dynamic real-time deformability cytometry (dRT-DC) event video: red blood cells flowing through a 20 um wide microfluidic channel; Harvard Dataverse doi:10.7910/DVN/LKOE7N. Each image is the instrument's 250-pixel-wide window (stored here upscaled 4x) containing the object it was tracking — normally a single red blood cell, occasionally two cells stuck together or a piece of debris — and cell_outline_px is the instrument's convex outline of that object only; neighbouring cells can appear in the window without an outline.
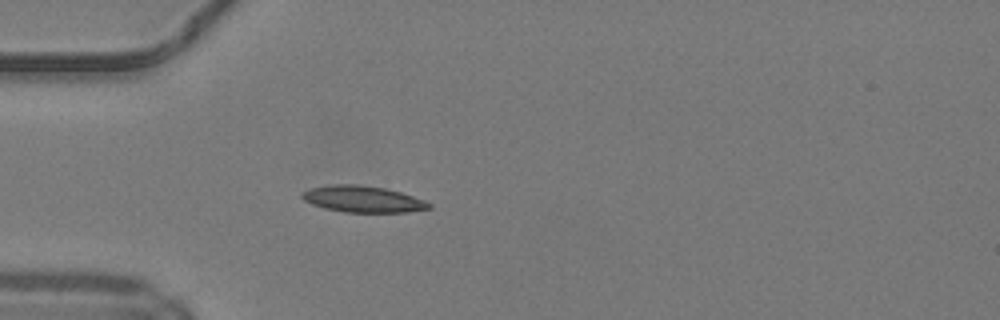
{"species": "common noctule bat (a hibernating species)", "species_latin": "Nyctalus noctula", "temperature_condition": "warm", "stored_images_in_passage": 35, "camera_frame_rate_fps": 3000, "um_per_image_px": 0.085, "animal": {"sex": "male", "body_mass_g": 19.2, "forearm_length_mm": 51.8}, "frame": {"image": 1, "passage_image": 1, "time_ms": 0.0, "image_size_px": [1000, 320], "cell_outline_px": [[432, 208], [404, 212], [344, 212], [324, 208], [312, 204], [304, 200], [300, 196], [300, 192], [308, 188], [332, 184], [356, 184], [384, 188], [400, 192], [424, 200], [432, 204]], "centroid_in_image_um": [30.79, 16.92], "position_along_channel_um": 54.2, "area_um2": 19.59}}
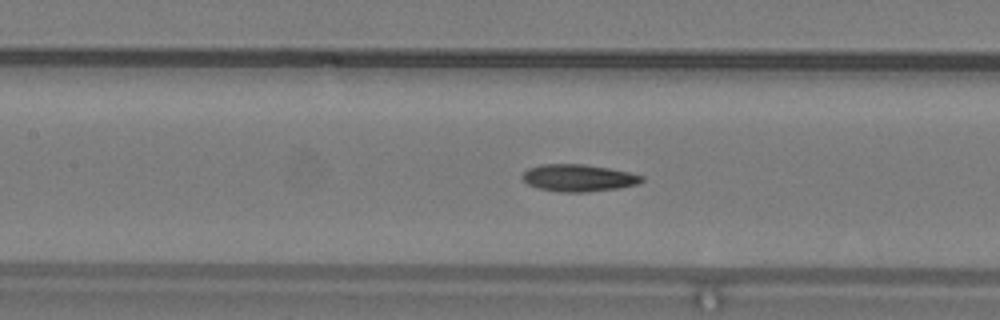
{"frame": {"image": 2, "passage_image": 9, "time_ms": 2.667, "image_size_px": [1000, 320], "cell_outline_px": [[644, 180], [636, 184], [620, 188], [588, 192], [560, 192], [540, 188], [528, 184], [524, 180], [524, 172], [528, 168], [540, 164], [584, 164], [608, 168], [628, 172], [644, 176]], "centroid_in_image_um": [49.19, 15.12], "position_along_channel_um": 158.2, "area_um2": 18.73}}
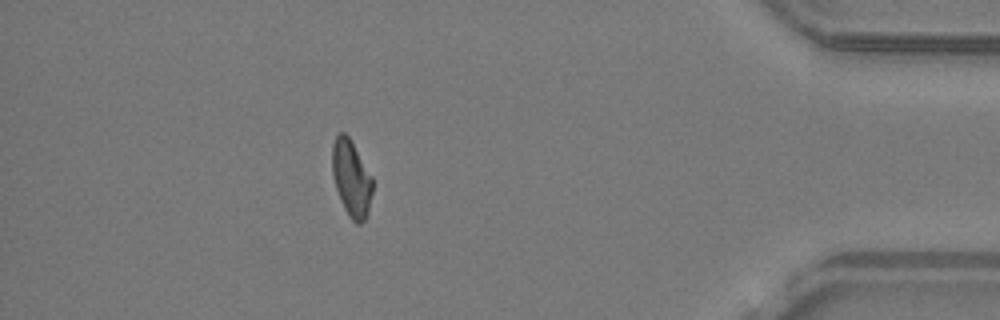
{"frame": {"image": 3, "passage_image": 30, "time_ms": 9.667, "image_size_px": [1000, 320], "cell_outline_px": [[372, 192], [368, 212], [364, 220], [360, 224], [356, 224], [348, 216], [340, 200], [332, 176], [332, 144], [336, 136], [340, 132], [344, 132], [348, 136], [372, 176]], "centroid_in_image_um": [29.85, 15.17], "position_along_channel_um": 405.4, "area_um2": 17.92}, "authors_computed_cell_mechanics": {"area_um2": 18.3804, "velocity_mm_per_s": 4.2089, "shape_relaxation_time_tau1_ms": null, "shape_relaxation_time_tau2_ms": 5.2097, "deformation_change_tau1": null, "deformation_change_tau2": 0.128}}